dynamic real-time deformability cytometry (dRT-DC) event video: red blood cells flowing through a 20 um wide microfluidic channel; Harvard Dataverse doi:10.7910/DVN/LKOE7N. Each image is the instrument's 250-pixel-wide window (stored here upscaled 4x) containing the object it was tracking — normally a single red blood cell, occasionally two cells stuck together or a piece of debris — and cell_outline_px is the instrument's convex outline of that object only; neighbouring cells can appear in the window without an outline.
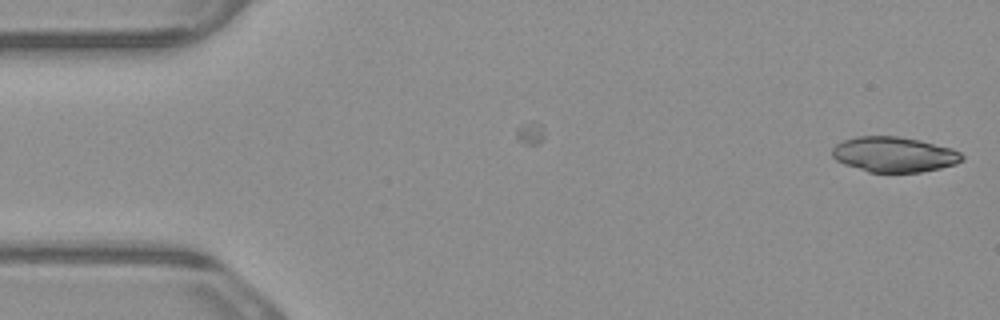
{"species": "common noctule bat (a hibernating species)", "species_latin": "Nyctalus noctula", "temperature_condition": "warm", "stored_images_in_passage": 2, "camera_frame_rate_fps": 3000, "um_per_image_px": 0.085, "animal": {"sex": "male", "body_mass_g": 23.1, "forearm_length_mm": 52.7}, "frame": {"image": 1, "passage_image": 2, "time_ms": 0.333, "image_size_px": [1000, 320], "cell_outline_px": [[964, 160], [956, 164], [940, 168], [920, 172], [868, 172], [844, 164], [836, 160], [832, 156], [832, 148], [836, 144], [844, 140], [856, 136], [896, 136], [920, 140], [952, 148], [960, 152], [964, 156]], "centroid_in_image_um": [76.0, 13.13], "position_along_channel_um": 9.0, "area_um2": 26.76}}